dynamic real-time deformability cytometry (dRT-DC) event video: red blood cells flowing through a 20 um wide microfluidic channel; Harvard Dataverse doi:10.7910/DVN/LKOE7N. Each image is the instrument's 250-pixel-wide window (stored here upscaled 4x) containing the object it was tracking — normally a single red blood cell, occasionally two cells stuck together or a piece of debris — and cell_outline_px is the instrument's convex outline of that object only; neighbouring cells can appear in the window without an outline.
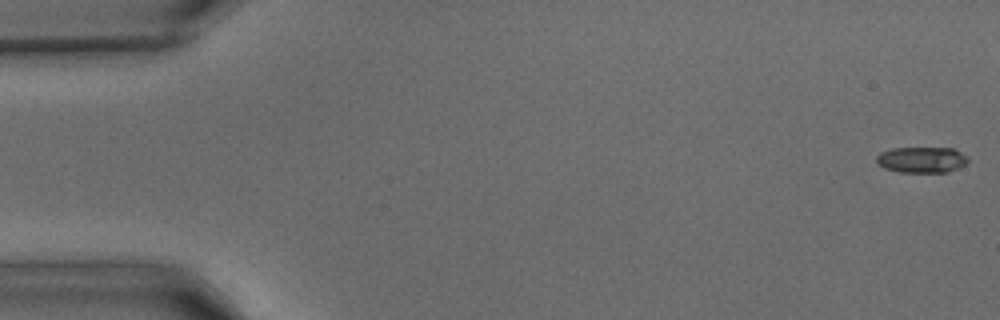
{"species": "common noctule bat (a hibernating species)", "species_latin": "Nyctalus noctula", "temperature_condition": "warm", "stored_images_in_passage": 42, "camera_frame_rate_fps": 3000, "um_per_image_px": 0.085, "animal": {"sex": "male", "body_mass_g": 15.6}, "frame": {"image": 1, "passage_image": 1, "time_ms": 0.0, "image_size_px": [1000, 320], "cell_outline_px": [[968, 160], [964, 164], [948, 172], [900, 172], [884, 168], [876, 164], [876, 156], [880, 152], [892, 148], [952, 148], [968, 156]], "centroid_in_image_um": [78.3, 13.57], "position_along_channel_um": 6.7, "area_um2": 13.81}}
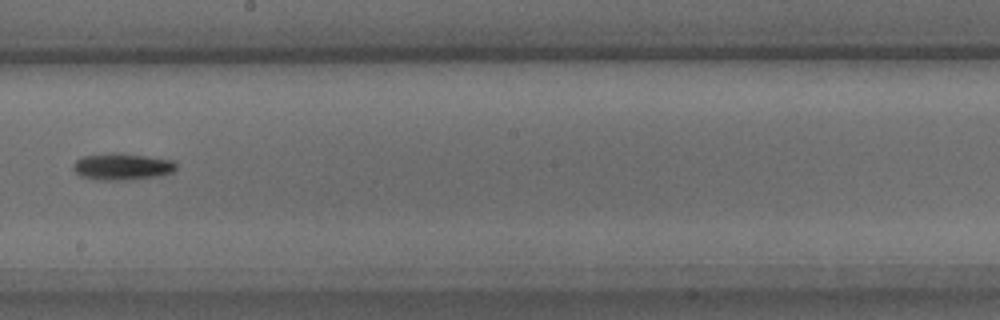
{"frame": {"image": 2, "passage_image": 24, "time_ms": 7.667, "image_size_px": [1000, 320], "cell_outline_px": [[176, 168], [172, 172], [160, 176], [112, 180], [100, 180], [80, 176], [72, 168], [72, 164], [76, 160], [84, 156], [112, 152], [144, 156], [172, 160], [176, 164]], "centroid_in_image_um": [10.34, 14.15], "position_along_channel_um": 237.9, "area_um2": 15.78}}
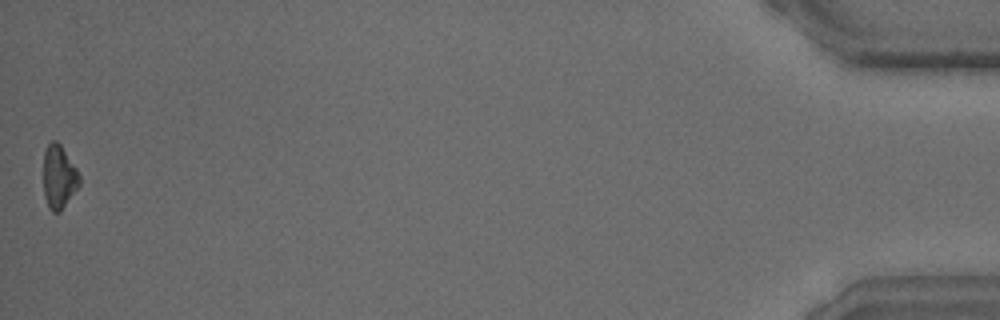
{"frame": {"image": 3, "passage_image": 42, "time_ms": 13.667, "image_size_px": [1000, 320], "cell_outline_px": [[80, 184], [60, 212], [52, 212], [48, 208], [44, 196], [44, 152], [48, 144], [52, 140], [56, 140], [60, 144], [76, 168], [80, 176]], "centroid_in_image_um": [5.0, 15.05], "position_along_channel_um": 430.2, "area_um2": 13.24}}